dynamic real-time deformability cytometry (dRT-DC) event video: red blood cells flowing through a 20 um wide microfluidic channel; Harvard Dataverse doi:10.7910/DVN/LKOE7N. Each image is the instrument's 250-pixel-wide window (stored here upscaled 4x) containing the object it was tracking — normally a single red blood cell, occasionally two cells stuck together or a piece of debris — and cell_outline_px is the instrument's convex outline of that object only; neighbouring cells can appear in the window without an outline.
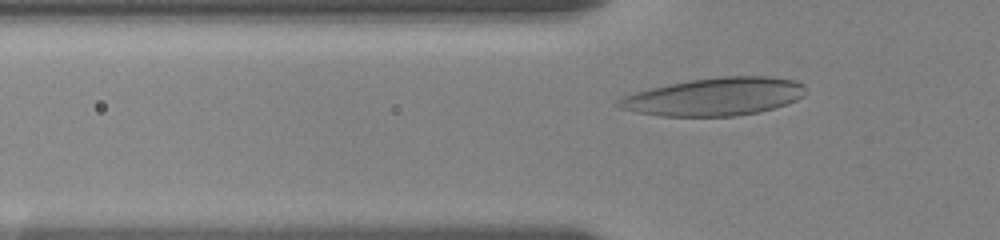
{"species": "human", "species_latin": "Homo sapiens", "temperature_condition": "room temperature", "stored_images_in_passage": 24, "camera_frame_rate_fps": 3000, "um_per_image_px": 0.085, "donor": {"sex": "female"}, "frame": {"image": 1, "passage_image": 2, "time_ms": 0.333, "image_size_px": [1000, 240], "cell_outline_px": [[808, 92], [804, 96], [796, 100], [760, 112], [736, 116], [660, 116], [636, 112], [620, 108], [616, 104], [616, 100], [624, 96], [636, 92], [652, 88], [692, 80], [720, 76], [768, 76], [796, 80], [804, 84]], "centroid_in_image_um": [60.79, 8.22], "position_along_channel_um": 65.0, "area_um2": 41.27}}
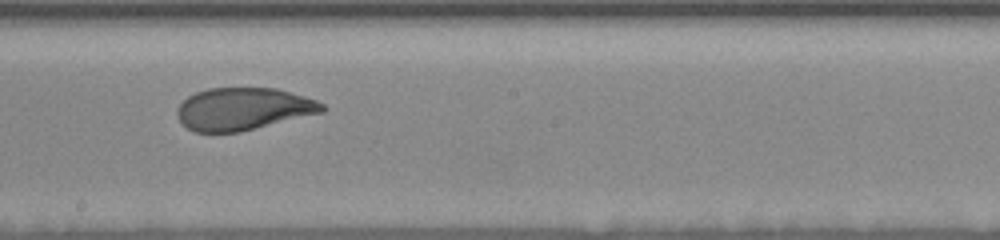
{"frame": {"image": 2, "passage_image": 12, "time_ms": 5.0, "image_size_px": [1000, 240], "cell_outline_px": [[328, 108], [324, 112], [240, 132], [196, 132], [188, 128], [180, 120], [176, 112], [180, 104], [188, 96], [196, 92], [208, 88], [276, 88], [304, 96], [316, 100], [324, 104]], "centroid_in_image_um": [20.71, 9.26], "position_along_channel_um": 227.5, "area_um2": 35.78}}
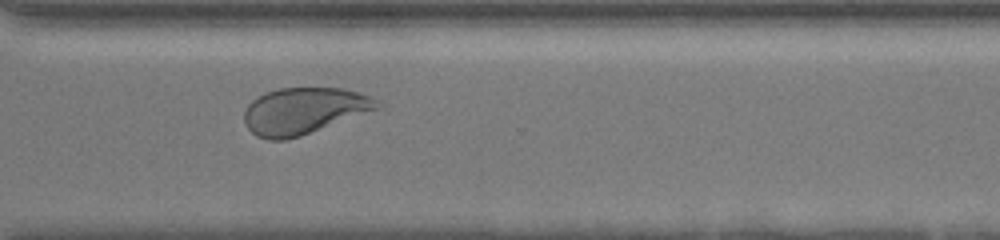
{"frame": {"image": 3, "passage_image": 18, "time_ms": 8.333, "image_size_px": [1000, 240], "cell_outline_px": [[388, 108], [384, 112], [300, 136], [284, 140], [268, 140], [256, 136], [248, 128], [244, 120], [244, 112], [248, 104], [256, 96], [280, 88], [340, 88], [356, 92], [368, 96], [384, 104]], "centroid_in_image_um": [26.02, 9.45], "position_along_channel_um": 344.6, "area_um2": 37.57}}